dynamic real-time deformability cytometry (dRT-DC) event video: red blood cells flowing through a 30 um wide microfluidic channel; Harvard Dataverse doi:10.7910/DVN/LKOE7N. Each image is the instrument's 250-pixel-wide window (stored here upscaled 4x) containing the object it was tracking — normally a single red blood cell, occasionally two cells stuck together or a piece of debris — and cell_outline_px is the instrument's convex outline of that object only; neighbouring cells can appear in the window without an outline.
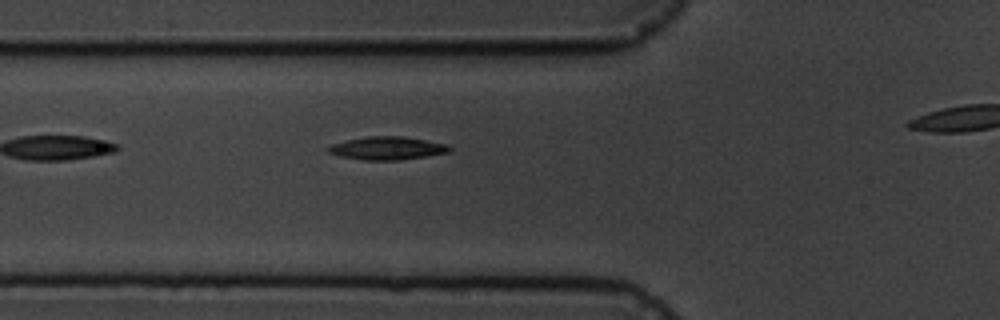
{"species": "common noctule bat (a hibernating species)", "species_latin": "Nyctalus noctula", "temperature_condition": "cold", "stored_images_in_passage": 5, "segment_of_instrument_passage": [1, 2], "camera_frame_rate_fps": 3000, "um_per_image_px": 0.085, "animal": {"sex": "male", "body_mass_g": 19.5, "forearm_length_mm": 54.6}, "frame": {"image": 1, "passage_image": 4, "time_ms": 4.333, "image_size_px": [1000, 320], "cell_outline_px": [[452, 148], [448, 152], [428, 156], [400, 160], [364, 160], [340, 156], [328, 152], [324, 148], [332, 144], [348, 140], [368, 136], [404, 136], [444, 144]], "centroid_in_image_um": [32.87, 12.6], "position_along_channel_um": 92.9, "area_um2": 16.18}}